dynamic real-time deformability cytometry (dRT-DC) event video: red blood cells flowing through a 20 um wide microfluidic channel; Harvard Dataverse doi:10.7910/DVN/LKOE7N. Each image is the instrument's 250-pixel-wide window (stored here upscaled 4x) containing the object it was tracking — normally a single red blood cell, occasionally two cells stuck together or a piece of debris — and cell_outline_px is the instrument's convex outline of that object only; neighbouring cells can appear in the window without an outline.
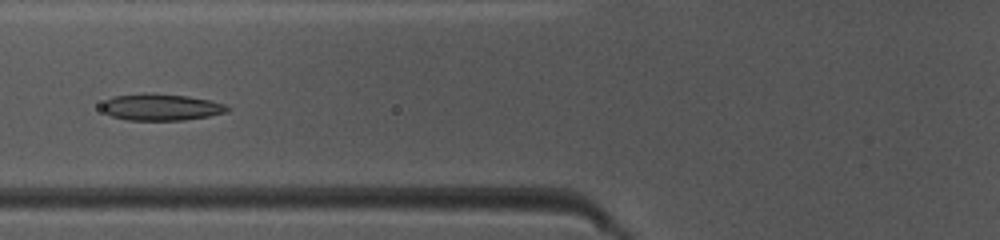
{"species": "common noctule bat (a hibernating species)", "species_latin": "Nyctalus noctula", "temperature_condition": "warm", "stored_images_in_passage": 37, "camera_frame_rate_fps": 3000, "um_per_image_px": 0.085, "animal": {"sex": "female", "body_mass_g": 10.0, "forearm_length_mm": 53.1}, "frame": {"image": 1, "passage_image": 8, "time_ms": 2.333, "image_size_px": [1000, 240], "cell_outline_px": [[232, 108], [228, 112], [208, 116], [184, 120], [128, 120], [112, 116], [104, 112], [100, 108], [112, 96], [188, 96], [208, 100], [224, 104]], "centroid_in_image_um": [13.76, 9.16], "position_along_channel_um": 112.0, "area_um2": 18.44}}
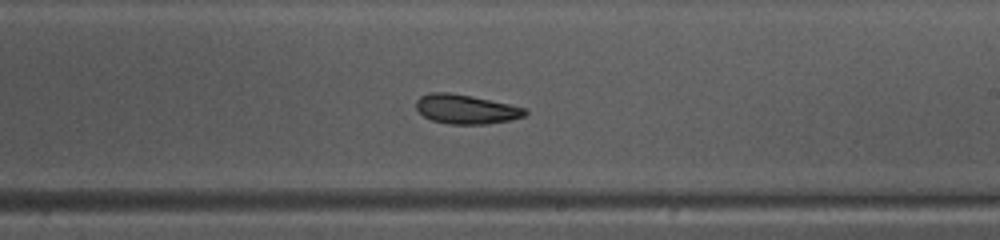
{"frame": {"image": 2, "passage_image": 18, "time_ms": 5.667, "image_size_px": [1000, 240], "cell_outline_px": [[528, 112], [524, 116], [508, 120], [484, 124], [448, 124], [432, 120], [424, 116], [416, 108], [416, 100], [420, 96], [428, 92], [448, 92], [472, 96], [508, 104], [524, 108]], "centroid_in_image_um": [39.56, 9.27], "position_along_channel_um": 249.4, "area_um2": 18.44}}
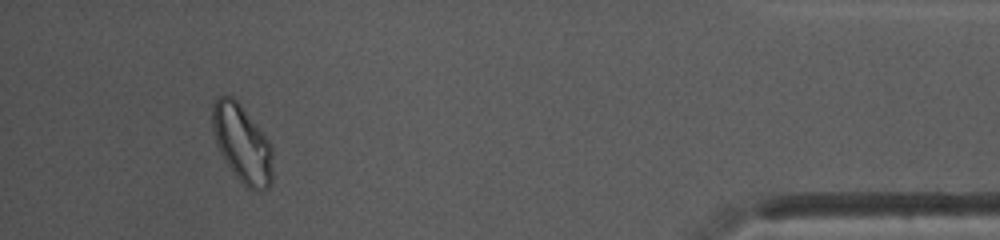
{"frame": {"image": 3, "passage_image": 34, "time_ms": 11.0, "image_size_px": [1000, 240], "cell_outline_px": [[272, 184], [268, 188], [260, 192], [252, 192], [236, 176], [224, 160], [216, 144], [212, 128], [212, 104], [216, 96], [232, 96], [240, 104], [272, 144]], "centroid_in_image_um": [20.59, 12.23], "position_along_channel_um": 414.6, "area_um2": 27.57}, "authors_computed_cell_mechanics": {"area_um2": 19.363, "velocity_mm_per_s": 4.1136, "shape_relaxation_time_tau1_ms": 3.5806, "shape_relaxation_time_tau2_ms": 2.9021, "deformation_change_tau1": 0.1239, "deformation_change_tau2": 0.081}}